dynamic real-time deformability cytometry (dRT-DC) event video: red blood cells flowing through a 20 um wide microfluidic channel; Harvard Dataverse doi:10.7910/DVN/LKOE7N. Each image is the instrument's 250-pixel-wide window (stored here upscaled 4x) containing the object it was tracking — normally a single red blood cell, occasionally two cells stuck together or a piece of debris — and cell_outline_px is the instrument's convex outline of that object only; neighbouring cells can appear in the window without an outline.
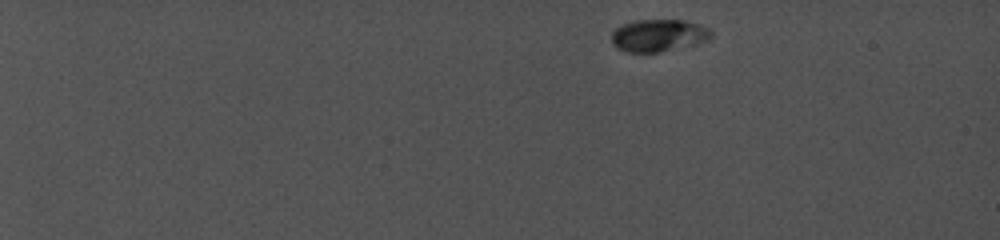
{"species": "common noctule bat (a hibernating species)", "species_latin": "Nyctalus noctula", "temperature_condition": "cold", "stored_images_in_passage": 32, "camera_frame_rate_fps": 5000, "um_per_image_px": 0.085, "animal": {"sex": "female", "body_mass_g": 19.0, "forearm_length_mm": 56.7}, "frame": {"image": 1, "passage_image": 1, "time_ms": 0.0, "image_size_px": [1000, 240], "cell_outline_px": [[708, 36], [656, 52], [628, 52], [620, 48], [612, 40], [612, 32], [616, 28], [624, 24], [640, 20], [680, 20], [692, 24], [708, 32]], "centroid_in_image_um": [55.71, 2.98], "position_along_channel_um": 29.3, "area_um2": 16.65}}
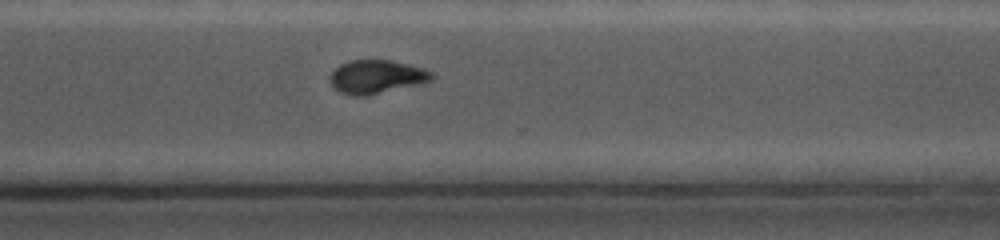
{"frame": {"image": 2, "passage_image": 27, "time_ms": 12.6, "image_size_px": [1000, 240], "cell_outline_px": [[432, 80], [420, 84], [368, 96], [352, 96], [340, 92], [332, 88], [332, 72], [340, 64], [352, 60], [392, 60], [424, 68], [432, 72]], "centroid_in_image_um": [32.02, 6.54], "position_along_channel_um": 338.6, "area_um2": 19.88}}
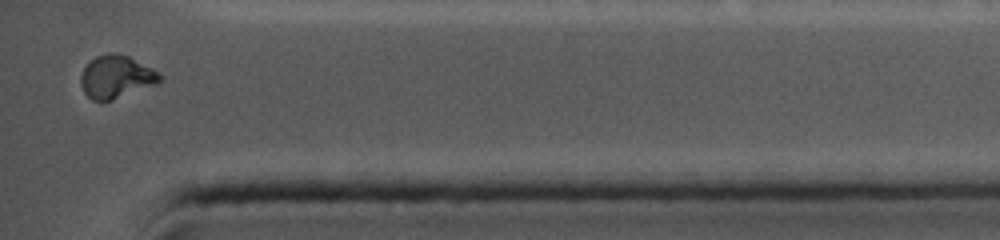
{"frame": {"image": 3, "passage_image": 32, "time_ms": 14.8, "image_size_px": [1000, 240], "cell_outline_px": [[164, 76], [160, 80], [108, 100], [92, 100], [84, 92], [80, 84], [80, 76], [84, 68], [96, 56], [128, 56], [160, 72]], "centroid_in_image_um": [9.83, 6.53], "position_along_channel_um": 425.4, "area_um2": 18.38}, "authors_computed_cell_mechanics": {"area_um2": 19.8543, "velocity_mm_per_s": 3.9252, "shape_relaxation_time_tau1_ms": 3.8476, "shape_relaxation_time_tau2_ms": 0.8227, "deformation_change_tau1": 0.1241, "deformation_change_tau2": 0.0383}}